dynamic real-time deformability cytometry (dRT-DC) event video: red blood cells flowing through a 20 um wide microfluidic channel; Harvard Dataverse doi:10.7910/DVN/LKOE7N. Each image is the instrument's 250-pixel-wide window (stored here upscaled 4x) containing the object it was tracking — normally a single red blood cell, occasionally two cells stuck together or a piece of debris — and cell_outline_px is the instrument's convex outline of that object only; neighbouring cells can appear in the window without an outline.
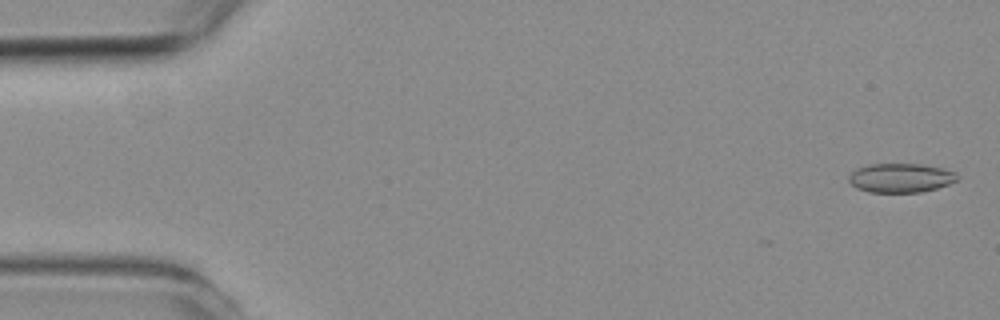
{"species": "common noctule bat (a hibernating species)", "species_latin": "Nyctalus noctula", "temperature_condition": "room temperature", "stored_images_in_passage": 5, "camera_frame_rate_fps": 3000, "um_per_image_px": 0.085, "animal": {"sex": "female", "body_mass_g": 19.3, "forearm_length_mm": 54.1}, "frame": {"image": 1, "passage_image": 1, "time_ms": 0.0, "image_size_px": [1000, 320], "cell_outline_px": [[960, 176], [956, 180], [948, 184], [936, 188], [920, 192], [868, 192], [856, 188], [848, 180], [848, 176], [856, 168], [868, 164], [920, 164], [944, 168], [956, 172]], "centroid_in_image_um": [76.55, 15.11], "position_along_channel_um": 8.5, "area_um2": 18.5}}
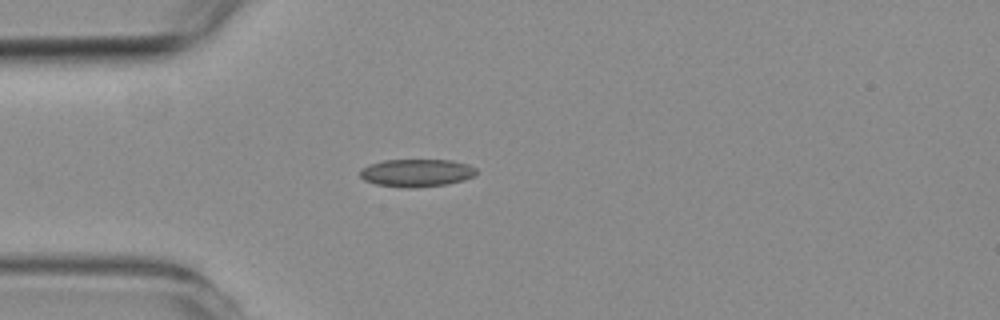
{"frame": {"image": 2, "passage_image": 5, "time_ms": 4.333, "image_size_px": [1000, 320], "cell_outline_px": [[476, 172], [472, 176], [464, 180], [448, 184], [408, 188], [376, 184], [364, 180], [360, 176], [360, 168], [384, 160], [452, 160], [468, 164], [476, 168]], "centroid_in_image_um": [35.41, 14.69], "position_along_channel_um": 49.6, "area_um2": 18.67}}